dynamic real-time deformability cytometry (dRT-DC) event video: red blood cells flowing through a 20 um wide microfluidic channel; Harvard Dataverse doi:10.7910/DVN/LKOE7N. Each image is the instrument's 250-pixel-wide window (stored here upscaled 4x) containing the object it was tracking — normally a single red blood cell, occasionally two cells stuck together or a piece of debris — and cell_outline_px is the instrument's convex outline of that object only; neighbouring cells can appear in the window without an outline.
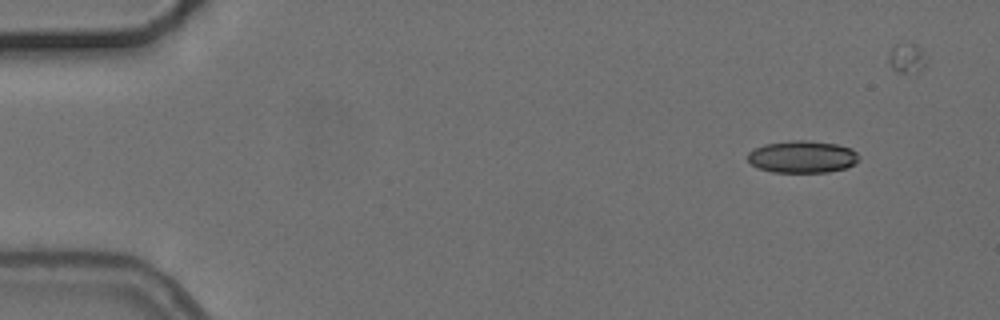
{"species": "common noctule bat (a hibernating species)", "species_latin": "Nyctalus noctula", "temperature_condition": "cold", "stored_images_in_passage": 5, "camera_frame_rate_fps": 3000, "um_per_image_px": 0.085, "animal": {"sex": "female", "body_mass_g": 24.6, "forearm_length_mm": 56.2}, "frame": {"image": 1, "passage_image": 1, "time_ms": 0.0, "image_size_px": [1000, 320], "cell_outline_px": [[860, 156], [852, 164], [844, 168], [828, 172], [772, 172], [760, 168], [752, 164], [748, 160], [748, 152], [764, 144], [788, 140], [808, 140], [836, 144], [852, 148]], "centroid_in_image_um": [68.19, 13.31], "position_along_channel_um": 16.8, "area_um2": 20.75}}
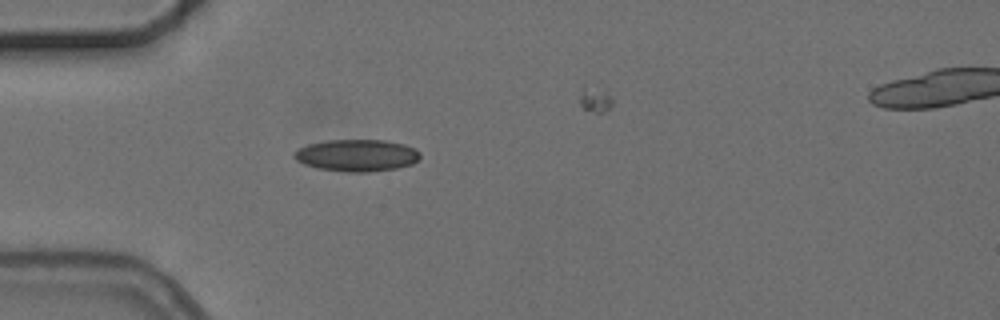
{"frame": {"image": 2, "passage_image": 4, "time_ms": 3.667, "image_size_px": [1000, 320], "cell_outline_px": [[420, 156], [412, 164], [396, 168], [368, 172], [348, 172], [320, 168], [304, 164], [296, 160], [292, 156], [300, 148], [308, 144], [328, 140], [384, 140], [404, 144], [416, 148], [420, 152]], "centroid_in_image_um": [30.35, 13.2], "position_along_channel_um": 54.6, "area_um2": 23.29}}